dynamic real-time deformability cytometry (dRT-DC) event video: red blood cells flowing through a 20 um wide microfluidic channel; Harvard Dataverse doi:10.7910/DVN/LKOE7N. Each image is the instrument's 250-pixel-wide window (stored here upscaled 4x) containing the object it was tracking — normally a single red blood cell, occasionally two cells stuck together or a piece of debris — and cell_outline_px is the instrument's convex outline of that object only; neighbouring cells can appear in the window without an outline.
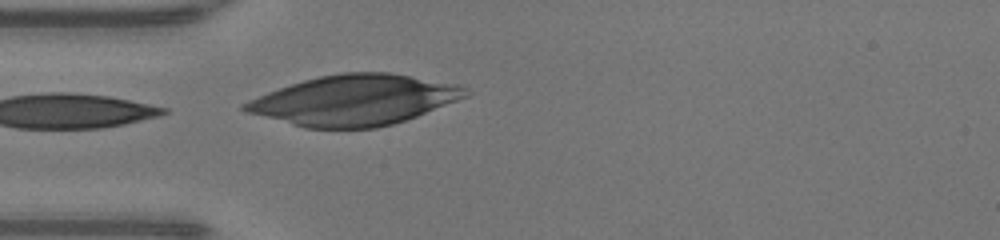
{"species": "human", "species_latin": "Homo sapiens", "temperature_condition": "warm", "stored_images_in_passage": 10, "camera_frame_rate_fps": 3000, "um_per_image_px": 0.085, "donor": {"sex": "male"}, "frame": {"image": 1, "passage_image": 10, "time_ms": 3.0, "image_size_px": [1000, 240], "cell_outline_px": [[472, 92], [468, 96], [416, 116], [392, 124], [376, 128], [304, 128], [244, 112], [240, 108], [240, 104], [248, 100], [268, 92], [304, 80], [320, 76], [340, 72], [388, 72], [460, 84], [468, 88]], "centroid_in_image_um": [30.12, 8.51], "position_along_channel_um": 54.9, "area_um2": 64.74}}